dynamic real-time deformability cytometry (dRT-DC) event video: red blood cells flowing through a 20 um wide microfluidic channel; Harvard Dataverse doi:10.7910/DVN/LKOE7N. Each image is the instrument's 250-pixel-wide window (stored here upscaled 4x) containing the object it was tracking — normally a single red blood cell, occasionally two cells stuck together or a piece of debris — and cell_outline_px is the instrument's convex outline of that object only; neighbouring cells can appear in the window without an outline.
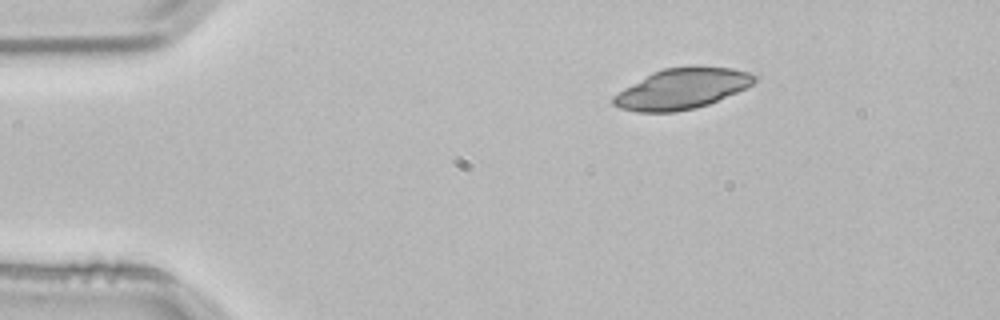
{"species": "common noctule bat (a hibernating species)", "species_latin": "Nyctalus noctula", "temperature_condition": "room temperature", "stored_images_in_passage": 2, "camera_frame_rate_fps": 3000, "um_per_image_px": 0.085, "animal": {"sex": "male", "body_mass_g": 21.5, "forearm_length_mm": 52.0}, "frame": {"image": 1, "passage_image": 1, "time_ms": 0.0, "image_size_px": [1000, 320], "cell_outline_px": [[756, 80], [752, 84], [736, 92], [708, 104], [696, 108], [676, 112], [636, 112], [620, 108], [612, 104], [612, 96], [624, 88], [652, 72], [664, 68], [732, 68], [748, 72], [756, 76]], "centroid_in_image_um": [57.9, 7.57], "position_along_channel_um": 27.1, "area_um2": 32.66}}